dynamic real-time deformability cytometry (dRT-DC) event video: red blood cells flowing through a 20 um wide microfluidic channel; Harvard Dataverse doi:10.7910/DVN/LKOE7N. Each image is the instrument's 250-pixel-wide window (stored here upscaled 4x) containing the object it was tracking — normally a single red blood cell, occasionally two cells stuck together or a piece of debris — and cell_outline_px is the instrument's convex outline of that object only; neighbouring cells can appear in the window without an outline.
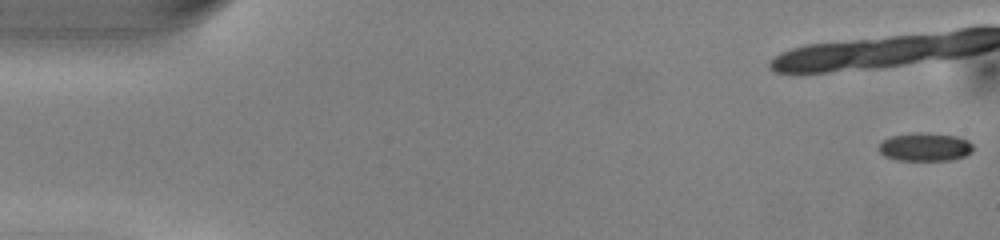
{"species": "common noctule bat (a hibernating species)", "species_latin": "Nyctalus noctula", "temperature_condition": "warm", "stored_images_in_passage": 39, "camera_frame_rate_fps": 3000, "um_per_image_px": 0.085, "animal": {"sex": "male", "body_mass_g": 13.0, "forearm_length_mm": 53.1}, "frame": {"image": 1, "passage_image": 1, "time_ms": 0.0, "image_size_px": [1000, 240], "cell_outline_px": [[972, 152], [964, 156], [952, 160], [896, 160], [884, 156], [876, 148], [884, 140], [892, 136], [920, 132], [924, 132], [956, 136], [968, 140], [972, 144]], "centroid_in_image_um": [78.62, 12.5], "position_along_channel_um": 6.4, "area_um2": 15.55}}